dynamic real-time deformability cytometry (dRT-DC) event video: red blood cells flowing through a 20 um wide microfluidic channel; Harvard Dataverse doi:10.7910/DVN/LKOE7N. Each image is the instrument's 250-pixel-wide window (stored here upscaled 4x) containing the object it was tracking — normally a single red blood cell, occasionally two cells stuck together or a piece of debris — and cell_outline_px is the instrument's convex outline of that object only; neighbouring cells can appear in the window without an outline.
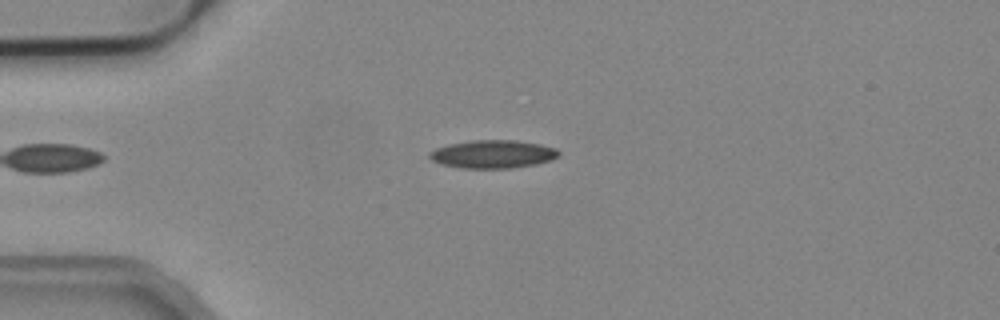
{"species": "common noctule bat (a hibernating species)", "species_latin": "Nyctalus noctula", "temperature_condition": "cold", "stored_images_in_passage": 3, "camera_frame_rate_fps": 3000, "um_per_image_px": 0.085, "animal": {"sex": "male", "body_mass_g": 19.2, "forearm_length_mm": 51.8}, "frame": {"image": 1, "passage_image": 3, "time_ms": 0.667, "image_size_px": [1000, 320], "cell_outline_px": [[560, 156], [536, 164], [512, 168], [464, 168], [440, 164], [432, 160], [428, 156], [428, 152], [436, 148], [448, 144], [472, 140], [516, 140], [540, 144], [556, 148], [560, 152]], "centroid_in_image_um": [41.88, 13.09], "position_along_channel_um": 43.1, "area_um2": 21.21}}